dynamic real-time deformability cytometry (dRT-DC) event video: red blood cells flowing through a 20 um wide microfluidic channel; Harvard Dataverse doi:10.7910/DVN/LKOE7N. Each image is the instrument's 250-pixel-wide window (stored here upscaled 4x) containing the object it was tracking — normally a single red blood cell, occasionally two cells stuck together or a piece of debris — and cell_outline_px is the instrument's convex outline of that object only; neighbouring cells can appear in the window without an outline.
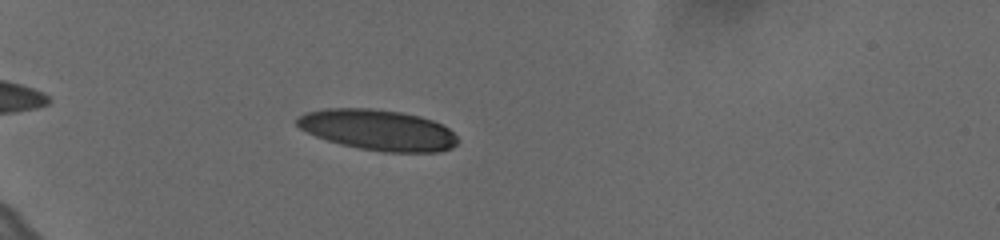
{"species": "human", "species_latin": "Homo sapiens", "temperature_condition": "cold", "stored_images_in_passage": 43, "camera_frame_rate_fps": 3000, "um_per_image_px": 0.085, "donor": {"sex": "female"}, "frame": {"image": 1, "passage_image": 8, "time_ms": 2.333, "image_size_px": [1000, 240], "cell_outline_px": [[456, 144], [452, 148], [440, 152], [384, 152], [360, 148], [340, 144], [316, 136], [300, 128], [296, 124], [296, 120], [304, 112], [324, 108], [368, 108], [400, 112], [420, 116], [432, 120], [448, 128], [456, 136]], "centroid_in_image_um": [32.11, 11.04], "position_along_channel_um": 52.9, "area_um2": 37.97}}
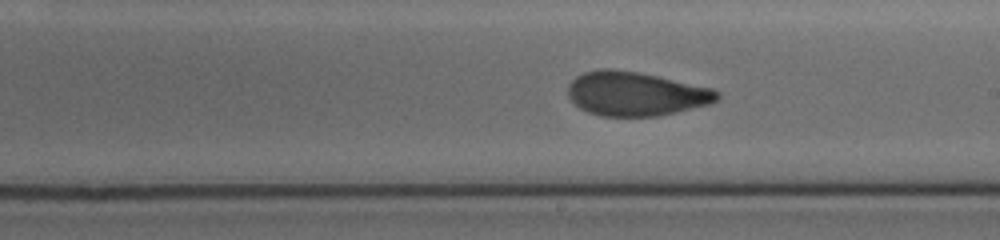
{"frame": {"image": 2, "passage_image": 26, "time_ms": 8.333, "image_size_px": [1000, 240], "cell_outline_px": [[720, 100], [712, 104], [676, 112], [656, 116], [600, 116], [588, 112], [580, 108], [568, 96], [568, 84], [576, 76], [584, 72], [600, 68], [612, 68], [640, 72], [712, 88], [720, 92]], "centroid_in_image_um": [54.06, 7.96], "position_along_channel_um": 234.9, "area_um2": 38.61}}
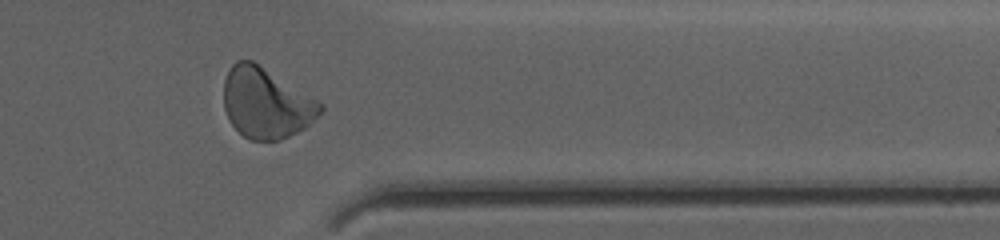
{"frame": {"image": 3, "passage_image": 39, "time_ms": 12.667, "image_size_px": [1000, 240], "cell_outline_px": [[324, 108], [304, 128], [280, 140], [248, 140], [228, 120], [224, 108], [224, 80], [232, 64], [236, 60], [252, 60], [324, 104]], "centroid_in_image_um": [22.59, 8.76], "position_along_channel_um": 388.8, "area_um2": 39.19}, "authors_computed_cell_mechanics": {"area_um2": 37.8012, "velocity_mm_per_s": 3.621, "shape_relaxation_time_tau1_ms": 4.7401, "shape_relaxation_time_tau2_ms": 1.327, "deformation_change_tau1": 0.1752, "deformation_change_tau2": 0.0688}}